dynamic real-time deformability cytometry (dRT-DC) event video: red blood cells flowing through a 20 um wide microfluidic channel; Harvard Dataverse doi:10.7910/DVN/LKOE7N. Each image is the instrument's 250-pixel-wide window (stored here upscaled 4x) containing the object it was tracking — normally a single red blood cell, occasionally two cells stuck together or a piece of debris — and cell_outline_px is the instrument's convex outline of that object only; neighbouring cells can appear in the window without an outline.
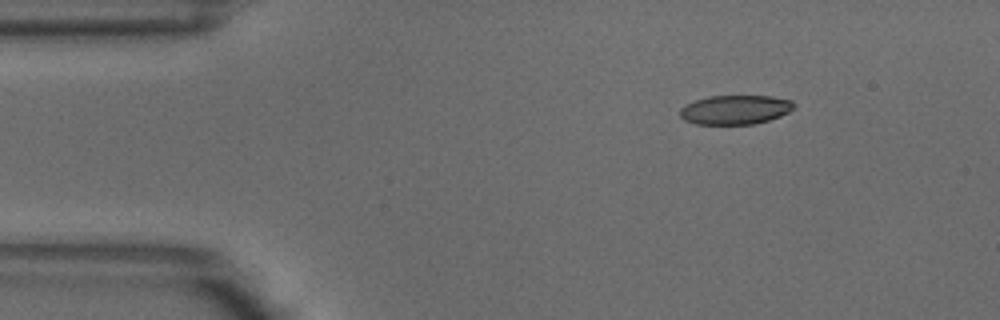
{"species": "common noctule bat (a hibernating species)", "species_latin": "Nyctalus noctula", "temperature_condition": "warm", "stored_images_in_passage": 3, "camera_frame_rate_fps": 3000, "um_per_image_px": 0.085, "animal": {"sex": "male", "body_mass_g": 18.8}, "frame": {"image": 1, "passage_image": 3, "time_ms": 0.667, "image_size_px": [1000, 320], "cell_outline_px": [[796, 104], [788, 112], [780, 116], [768, 120], [752, 124], [696, 124], [684, 120], [680, 116], [680, 108], [696, 100], [708, 96], [772, 96], [792, 100]], "centroid_in_image_um": [62.5, 9.32], "position_along_channel_um": 22.5, "area_um2": 19.31}}